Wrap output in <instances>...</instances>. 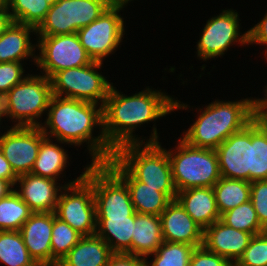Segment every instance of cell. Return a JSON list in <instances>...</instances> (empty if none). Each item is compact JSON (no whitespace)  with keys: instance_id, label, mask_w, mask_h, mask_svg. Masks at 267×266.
Wrapping results in <instances>:
<instances>
[{"instance_id":"1","label":"cell","mask_w":267,"mask_h":266,"mask_svg":"<svg viewBox=\"0 0 267 266\" xmlns=\"http://www.w3.org/2000/svg\"><path fill=\"white\" fill-rule=\"evenodd\" d=\"M187 108L163 92L146 90L133 96L120 94L113 85L102 107V131L108 145L116 151L126 144L142 143L133 136L137 126L155 121L176 109Z\"/></svg>"},{"instance_id":"2","label":"cell","mask_w":267,"mask_h":266,"mask_svg":"<svg viewBox=\"0 0 267 266\" xmlns=\"http://www.w3.org/2000/svg\"><path fill=\"white\" fill-rule=\"evenodd\" d=\"M97 104L53 95L48 106V117L44 126H40L46 137H55L58 142L81 145L88 141L92 164H105L114 156V150L108 145L103 131L95 138L94 126L102 129V107ZM49 128V132L47 131ZM51 134L50 136H48Z\"/></svg>"},{"instance_id":"3","label":"cell","mask_w":267,"mask_h":266,"mask_svg":"<svg viewBox=\"0 0 267 266\" xmlns=\"http://www.w3.org/2000/svg\"><path fill=\"white\" fill-rule=\"evenodd\" d=\"M197 118L182 139L193 147L215 150L254 119L253 100L215 101Z\"/></svg>"},{"instance_id":"4","label":"cell","mask_w":267,"mask_h":266,"mask_svg":"<svg viewBox=\"0 0 267 266\" xmlns=\"http://www.w3.org/2000/svg\"><path fill=\"white\" fill-rule=\"evenodd\" d=\"M157 129L153 128L152 137L142 143L126 144L114 152V158L137 180L175 200V188L167 150L158 141ZM142 147V148H141Z\"/></svg>"},{"instance_id":"5","label":"cell","mask_w":267,"mask_h":266,"mask_svg":"<svg viewBox=\"0 0 267 266\" xmlns=\"http://www.w3.org/2000/svg\"><path fill=\"white\" fill-rule=\"evenodd\" d=\"M178 141L177 152L167 151L177 192L194 187H213L221 178L216 150L193 147L181 138Z\"/></svg>"},{"instance_id":"6","label":"cell","mask_w":267,"mask_h":266,"mask_svg":"<svg viewBox=\"0 0 267 266\" xmlns=\"http://www.w3.org/2000/svg\"><path fill=\"white\" fill-rule=\"evenodd\" d=\"M52 96L49 78L26 76L1 98L2 116L17 119L14 126L40 127L37 119L48 110Z\"/></svg>"},{"instance_id":"7","label":"cell","mask_w":267,"mask_h":266,"mask_svg":"<svg viewBox=\"0 0 267 266\" xmlns=\"http://www.w3.org/2000/svg\"><path fill=\"white\" fill-rule=\"evenodd\" d=\"M110 0H58L36 28L38 36L73 34L95 21L111 6Z\"/></svg>"},{"instance_id":"8","label":"cell","mask_w":267,"mask_h":266,"mask_svg":"<svg viewBox=\"0 0 267 266\" xmlns=\"http://www.w3.org/2000/svg\"><path fill=\"white\" fill-rule=\"evenodd\" d=\"M84 177L93 188L96 217H129L135 212L128 187L106 164L91 163Z\"/></svg>"},{"instance_id":"9","label":"cell","mask_w":267,"mask_h":266,"mask_svg":"<svg viewBox=\"0 0 267 266\" xmlns=\"http://www.w3.org/2000/svg\"><path fill=\"white\" fill-rule=\"evenodd\" d=\"M103 62L94 61L86 66L64 69L51 78L52 95L98 104L103 107L112 84L99 74ZM96 69V70H95Z\"/></svg>"},{"instance_id":"10","label":"cell","mask_w":267,"mask_h":266,"mask_svg":"<svg viewBox=\"0 0 267 266\" xmlns=\"http://www.w3.org/2000/svg\"><path fill=\"white\" fill-rule=\"evenodd\" d=\"M63 190L67 193L65 191L59 195L55 216L83 236L95 235L96 204L92 185L84 177V172L74 181L63 185Z\"/></svg>"},{"instance_id":"11","label":"cell","mask_w":267,"mask_h":266,"mask_svg":"<svg viewBox=\"0 0 267 266\" xmlns=\"http://www.w3.org/2000/svg\"><path fill=\"white\" fill-rule=\"evenodd\" d=\"M39 56L36 64L44 76L51 78L64 69L86 66L94 61L81 45L77 33L55 36H39Z\"/></svg>"},{"instance_id":"12","label":"cell","mask_w":267,"mask_h":266,"mask_svg":"<svg viewBox=\"0 0 267 266\" xmlns=\"http://www.w3.org/2000/svg\"><path fill=\"white\" fill-rule=\"evenodd\" d=\"M122 8L111 5L95 21L77 31L81 45L93 61L102 62L120 45L124 21L118 13Z\"/></svg>"},{"instance_id":"13","label":"cell","mask_w":267,"mask_h":266,"mask_svg":"<svg viewBox=\"0 0 267 266\" xmlns=\"http://www.w3.org/2000/svg\"><path fill=\"white\" fill-rule=\"evenodd\" d=\"M45 137L40 127L25 126H13L0 136V149L18 177L31 173Z\"/></svg>"},{"instance_id":"14","label":"cell","mask_w":267,"mask_h":266,"mask_svg":"<svg viewBox=\"0 0 267 266\" xmlns=\"http://www.w3.org/2000/svg\"><path fill=\"white\" fill-rule=\"evenodd\" d=\"M239 28L238 13L231 9L223 10L219 16L212 17L207 21L198 41V57L208 60L222 56L237 40L241 45L248 44V32L240 35Z\"/></svg>"},{"instance_id":"15","label":"cell","mask_w":267,"mask_h":266,"mask_svg":"<svg viewBox=\"0 0 267 266\" xmlns=\"http://www.w3.org/2000/svg\"><path fill=\"white\" fill-rule=\"evenodd\" d=\"M215 150L221 177L251 182V122Z\"/></svg>"},{"instance_id":"16","label":"cell","mask_w":267,"mask_h":266,"mask_svg":"<svg viewBox=\"0 0 267 266\" xmlns=\"http://www.w3.org/2000/svg\"><path fill=\"white\" fill-rule=\"evenodd\" d=\"M128 187L134 210L139 214L160 216L172 201L165 193L137 181L114 157L105 163Z\"/></svg>"},{"instance_id":"17","label":"cell","mask_w":267,"mask_h":266,"mask_svg":"<svg viewBox=\"0 0 267 266\" xmlns=\"http://www.w3.org/2000/svg\"><path fill=\"white\" fill-rule=\"evenodd\" d=\"M159 217L164 241L185 243L195 247L203 245L204 229L176 199L167 205Z\"/></svg>"},{"instance_id":"18","label":"cell","mask_w":267,"mask_h":266,"mask_svg":"<svg viewBox=\"0 0 267 266\" xmlns=\"http://www.w3.org/2000/svg\"><path fill=\"white\" fill-rule=\"evenodd\" d=\"M252 237L251 233L236 230L218 220L204 229L203 246L235 264L243 255Z\"/></svg>"},{"instance_id":"19","label":"cell","mask_w":267,"mask_h":266,"mask_svg":"<svg viewBox=\"0 0 267 266\" xmlns=\"http://www.w3.org/2000/svg\"><path fill=\"white\" fill-rule=\"evenodd\" d=\"M53 212L33 213L22 225L25 246L39 266H52L51 238Z\"/></svg>"},{"instance_id":"20","label":"cell","mask_w":267,"mask_h":266,"mask_svg":"<svg viewBox=\"0 0 267 266\" xmlns=\"http://www.w3.org/2000/svg\"><path fill=\"white\" fill-rule=\"evenodd\" d=\"M57 180L36 176L31 173L21 175L16 180L20 191H16L33 213L54 212L58 202V191L63 186H56Z\"/></svg>"},{"instance_id":"21","label":"cell","mask_w":267,"mask_h":266,"mask_svg":"<svg viewBox=\"0 0 267 266\" xmlns=\"http://www.w3.org/2000/svg\"><path fill=\"white\" fill-rule=\"evenodd\" d=\"M176 200L203 229L220 220L212 187H194L178 191Z\"/></svg>"},{"instance_id":"22","label":"cell","mask_w":267,"mask_h":266,"mask_svg":"<svg viewBox=\"0 0 267 266\" xmlns=\"http://www.w3.org/2000/svg\"><path fill=\"white\" fill-rule=\"evenodd\" d=\"M112 254L109 245L96 234L83 236L57 266H107Z\"/></svg>"},{"instance_id":"23","label":"cell","mask_w":267,"mask_h":266,"mask_svg":"<svg viewBox=\"0 0 267 266\" xmlns=\"http://www.w3.org/2000/svg\"><path fill=\"white\" fill-rule=\"evenodd\" d=\"M134 223L135 212L129 217H96V235L109 245L113 253L131 254Z\"/></svg>"},{"instance_id":"24","label":"cell","mask_w":267,"mask_h":266,"mask_svg":"<svg viewBox=\"0 0 267 266\" xmlns=\"http://www.w3.org/2000/svg\"><path fill=\"white\" fill-rule=\"evenodd\" d=\"M36 32L31 25L12 22L0 35V63L21 62L22 59L36 56L33 53L34 46L30 42V33ZM34 55V56H33Z\"/></svg>"},{"instance_id":"25","label":"cell","mask_w":267,"mask_h":266,"mask_svg":"<svg viewBox=\"0 0 267 266\" xmlns=\"http://www.w3.org/2000/svg\"><path fill=\"white\" fill-rule=\"evenodd\" d=\"M131 254L147 258L164 242L160 217L135 212Z\"/></svg>"},{"instance_id":"26","label":"cell","mask_w":267,"mask_h":266,"mask_svg":"<svg viewBox=\"0 0 267 266\" xmlns=\"http://www.w3.org/2000/svg\"><path fill=\"white\" fill-rule=\"evenodd\" d=\"M68 154L57 144H53L49 137H45L40 144V149L35 160L31 174L58 179L67 164Z\"/></svg>"},{"instance_id":"27","label":"cell","mask_w":267,"mask_h":266,"mask_svg":"<svg viewBox=\"0 0 267 266\" xmlns=\"http://www.w3.org/2000/svg\"><path fill=\"white\" fill-rule=\"evenodd\" d=\"M219 214L250 200L251 182L221 177L212 187Z\"/></svg>"},{"instance_id":"28","label":"cell","mask_w":267,"mask_h":266,"mask_svg":"<svg viewBox=\"0 0 267 266\" xmlns=\"http://www.w3.org/2000/svg\"><path fill=\"white\" fill-rule=\"evenodd\" d=\"M0 262L9 266H39L30 256L20 231H0Z\"/></svg>"},{"instance_id":"29","label":"cell","mask_w":267,"mask_h":266,"mask_svg":"<svg viewBox=\"0 0 267 266\" xmlns=\"http://www.w3.org/2000/svg\"><path fill=\"white\" fill-rule=\"evenodd\" d=\"M33 214L16 189L0 199V231H20Z\"/></svg>"},{"instance_id":"30","label":"cell","mask_w":267,"mask_h":266,"mask_svg":"<svg viewBox=\"0 0 267 266\" xmlns=\"http://www.w3.org/2000/svg\"><path fill=\"white\" fill-rule=\"evenodd\" d=\"M51 4L49 0H7L12 21L35 28L45 19Z\"/></svg>"},{"instance_id":"31","label":"cell","mask_w":267,"mask_h":266,"mask_svg":"<svg viewBox=\"0 0 267 266\" xmlns=\"http://www.w3.org/2000/svg\"><path fill=\"white\" fill-rule=\"evenodd\" d=\"M267 180V130L251 121V182Z\"/></svg>"},{"instance_id":"32","label":"cell","mask_w":267,"mask_h":266,"mask_svg":"<svg viewBox=\"0 0 267 266\" xmlns=\"http://www.w3.org/2000/svg\"><path fill=\"white\" fill-rule=\"evenodd\" d=\"M82 237V234L73 229L68 223L57 218L53 212L52 266L57 265Z\"/></svg>"},{"instance_id":"33","label":"cell","mask_w":267,"mask_h":266,"mask_svg":"<svg viewBox=\"0 0 267 266\" xmlns=\"http://www.w3.org/2000/svg\"><path fill=\"white\" fill-rule=\"evenodd\" d=\"M220 221L236 230L251 233L253 236L265 232L251 200L221 214Z\"/></svg>"},{"instance_id":"34","label":"cell","mask_w":267,"mask_h":266,"mask_svg":"<svg viewBox=\"0 0 267 266\" xmlns=\"http://www.w3.org/2000/svg\"><path fill=\"white\" fill-rule=\"evenodd\" d=\"M194 249L193 245L164 241L155 253L150 254L155 255L150 266H189Z\"/></svg>"},{"instance_id":"35","label":"cell","mask_w":267,"mask_h":266,"mask_svg":"<svg viewBox=\"0 0 267 266\" xmlns=\"http://www.w3.org/2000/svg\"><path fill=\"white\" fill-rule=\"evenodd\" d=\"M234 266H267V233L254 235Z\"/></svg>"},{"instance_id":"36","label":"cell","mask_w":267,"mask_h":266,"mask_svg":"<svg viewBox=\"0 0 267 266\" xmlns=\"http://www.w3.org/2000/svg\"><path fill=\"white\" fill-rule=\"evenodd\" d=\"M23 73L24 69L20 62L0 63V98L25 78L22 76Z\"/></svg>"},{"instance_id":"37","label":"cell","mask_w":267,"mask_h":266,"mask_svg":"<svg viewBox=\"0 0 267 266\" xmlns=\"http://www.w3.org/2000/svg\"><path fill=\"white\" fill-rule=\"evenodd\" d=\"M250 200L261 226L267 228V180L251 182Z\"/></svg>"},{"instance_id":"38","label":"cell","mask_w":267,"mask_h":266,"mask_svg":"<svg viewBox=\"0 0 267 266\" xmlns=\"http://www.w3.org/2000/svg\"><path fill=\"white\" fill-rule=\"evenodd\" d=\"M189 266H234L228 259L208 251L203 245L195 247Z\"/></svg>"},{"instance_id":"39","label":"cell","mask_w":267,"mask_h":266,"mask_svg":"<svg viewBox=\"0 0 267 266\" xmlns=\"http://www.w3.org/2000/svg\"><path fill=\"white\" fill-rule=\"evenodd\" d=\"M147 259L128 253H113L107 266H148Z\"/></svg>"},{"instance_id":"40","label":"cell","mask_w":267,"mask_h":266,"mask_svg":"<svg viewBox=\"0 0 267 266\" xmlns=\"http://www.w3.org/2000/svg\"><path fill=\"white\" fill-rule=\"evenodd\" d=\"M248 32V45L249 44H266L267 45V13L263 20L257 23ZM267 57V50H266Z\"/></svg>"},{"instance_id":"41","label":"cell","mask_w":267,"mask_h":266,"mask_svg":"<svg viewBox=\"0 0 267 266\" xmlns=\"http://www.w3.org/2000/svg\"><path fill=\"white\" fill-rule=\"evenodd\" d=\"M265 97L253 100L254 120L265 130H267V89Z\"/></svg>"},{"instance_id":"42","label":"cell","mask_w":267,"mask_h":266,"mask_svg":"<svg viewBox=\"0 0 267 266\" xmlns=\"http://www.w3.org/2000/svg\"><path fill=\"white\" fill-rule=\"evenodd\" d=\"M0 178L8 180L13 186L16 184L18 176L14 173L11 165L4 157L3 152L0 149Z\"/></svg>"},{"instance_id":"43","label":"cell","mask_w":267,"mask_h":266,"mask_svg":"<svg viewBox=\"0 0 267 266\" xmlns=\"http://www.w3.org/2000/svg\"><path fill=\"white\" fill-rule=\"evenodd\" d=\"M11 15L8 7L0 9V35L9 27L12 23Z\"/></svg>"},{"instance_id":"44","label":"cell","mask_w":267,"mask_h":266,"mask_svg":"<svg viewBox=\"0 0 267 266\" xmlns=\"http://www.w3.org/2000/svg\"><path fill=\"white\" fill-rule=\"evenodd\" d=\"M13 185L8 180H3L0 178V199L6 197L14 189Z\"/></svg>"},{"instance_id":"45","label":"cell","mask_w":267,"mask_h":266,"mask_svg":"<svg viewBox=\"0 0 267 266\" xmlns=\"http://www.w3.org/2000/svg\"><path fill=\"white\" fill-rule=\"evenodd\" d=\"M112 5H119L124 6L126 5L130 0H110ZM132 1V0H131Z\"/></svg>"},{"instance_id":"46","label":"cell","mask_w":267,"mask_h":266,"mask_svg":"<svg viewBox=\"0 0 267 266\" xmlns=\"http://www.w3.org/2000/svg\"><path fill=\"white\" fill-rule=\"evenodd\" d=\"M7 6V0H0V9Z\"/></svg>"},{"instance_id":"47","label":"cell","mask_w":267,"mask_h":266,"mask_svg":"<svg viewBox=\"0 0 267 266\" xmlns=\"http://www.w3.org/2000/svg\"><path fill=\"white\" fill-rule=\"evenodd\" d=\"M1 117L3 116H2V103H1V98H0V120L2 119Z\"/></svg>"},{"instance_id":"48","label":"cell","mask_w":267,"mask_h":266,"mask_svg":"<svg viewBox=\"0 0 267 266\" xmlns=\"http://www.w3.org/2000/svg\"><path fill=\"white\" fill-rule=\"evenodd\" d=\"M51 3H54V2H56V1H58V0H49Z\"/></svg>"}]
</instances>
